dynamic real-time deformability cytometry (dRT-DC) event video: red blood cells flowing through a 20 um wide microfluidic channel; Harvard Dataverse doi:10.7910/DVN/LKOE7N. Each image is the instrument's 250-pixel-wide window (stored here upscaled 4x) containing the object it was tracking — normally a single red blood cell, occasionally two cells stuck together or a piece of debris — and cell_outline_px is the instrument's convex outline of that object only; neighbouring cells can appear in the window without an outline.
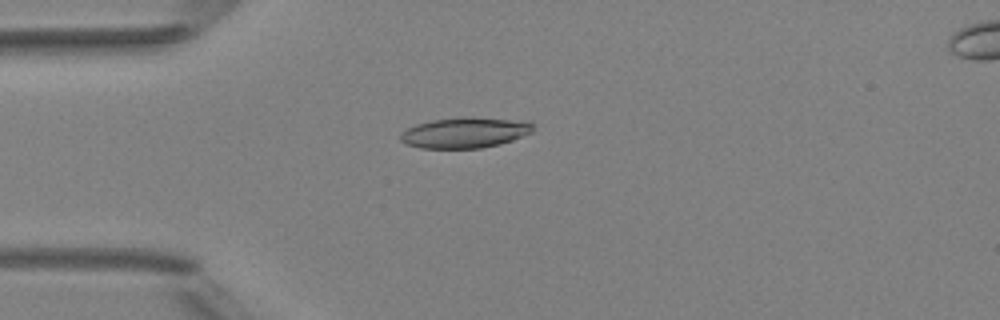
{"species": "Egyptian fruit bat (a non-hibernating species)", "species_latin": "Rousettus aegyptiacus", "temperature_condition": "room temperature", "stored_images_in_passage": 2, "camera_frame_rate_fps": 3000, "um_per_image_px": 0.085, "animal": {"sex": "female"}, "frame": {"image": 1, "passage_image": 1, "time_ms": 0.0, "image_size_px": [1000, 320], "cell_outline_px": [[532, 132], [512, 140], [500, 144], [480, 148], [420, 148], [404, 144], [400, 140], [400, 132], [416, 124], [432, 120], [468, 116], [508, 120], [532, 124]], "centroid_in_image_um": [39.41, 11.29], "position_along_channel_um": 45.6, "area_um2": 23.35}}